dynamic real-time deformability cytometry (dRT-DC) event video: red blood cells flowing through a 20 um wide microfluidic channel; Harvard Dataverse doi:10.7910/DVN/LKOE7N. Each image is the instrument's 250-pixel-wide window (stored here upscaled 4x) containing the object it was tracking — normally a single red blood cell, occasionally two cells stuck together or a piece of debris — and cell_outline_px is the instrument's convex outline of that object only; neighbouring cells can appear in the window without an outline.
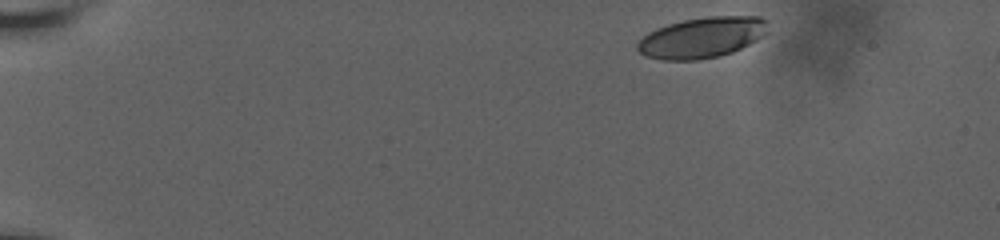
{"species": "human", "species_latin": "Homo sapiens", "temperature_condition": "room temperature", "stored_images_in_passage": 15, "camera_frame_rate_fps": 3000, "um_per_image_px": 0.085, "donor": {"sex": "male"}, "frame": {"image": 1, "passage_image": 1, "time_ms": 0.0, "image_size_px": [1000, 240], "cell_outline_px": [[768, 32], [756, 40], [732, 52], [720, 56], [696, 60], [660, 60], [644, 56], [636, 48], [636, 44], [648, 32], [656, 28], [668, 24], [684, 20], [708, 16], [760, 16], [768, 20]], "centroid_in_image_um": [59.67, 3.19], "position_along_channel_um": 25.3, "area_um2": 31.15}}
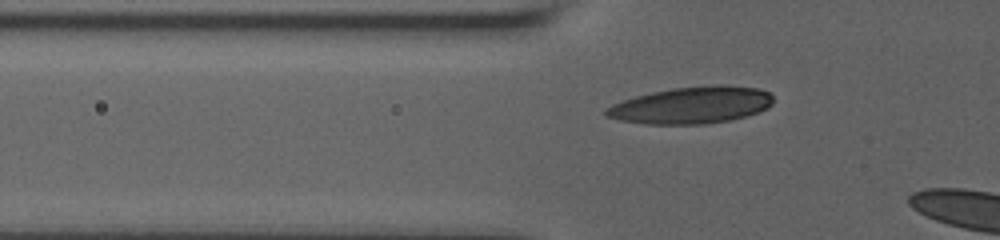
{"frame": {"image": 2, "passage_image": 13, "time_ms": 4.333, "image_size_px": [1000, 240], "cell_outline_px": [[772, 104], [768, 108], [760, 112], [728, 120], [704, 124], [644, 124], [620, 120], [608, 116], [604, 112], [604, 108], [612, 104], [636, 96], [652, 92], [672, 88], [720, 84], [760, 88], [768, 92], [772, 96]], "centroid_in_image_um": [58.79, 8.93], "position_along_channel_um": 67.0, "area_um2": 35.89}}